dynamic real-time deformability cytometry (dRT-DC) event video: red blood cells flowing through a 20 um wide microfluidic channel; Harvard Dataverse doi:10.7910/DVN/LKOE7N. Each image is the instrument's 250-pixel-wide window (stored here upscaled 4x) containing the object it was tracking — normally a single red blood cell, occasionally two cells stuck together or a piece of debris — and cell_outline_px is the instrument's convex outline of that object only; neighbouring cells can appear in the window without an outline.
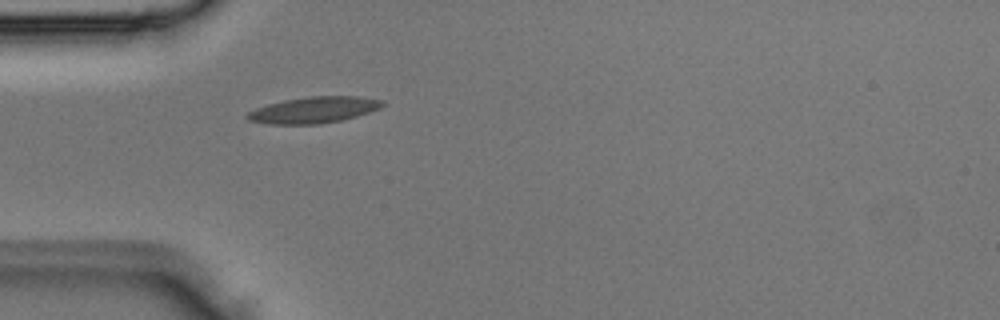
{"species": "Egyptian fruit bat (a non-hibernating species)", "species_latin": "Rousettus aegyptiacus", "temperature_condition": "room temperature", "stored_images_in_passage": 3, "camera_frame_rate_fps": 3000, "um_per_image_px": 0.085, "animal": {"sex": "male"}, "frame": {"image": 1, "passage_image": 3, "time_ms": 0.667, "image_size_px": [1000, 320], "cell_outline_px": [[384, 104], [380, 108], [356, 116], [340, 120], [320, 124], [268, 124], [248, 120], [244, 116], [248, 112], [256, 108], [268, 104], [284, 100], [312, 96], [360, 96], [384, 100]], "centroid_in_image_um": [26.66, 9.34], "position_along_channel_um": 58.3, "area_um2": 20.63}}